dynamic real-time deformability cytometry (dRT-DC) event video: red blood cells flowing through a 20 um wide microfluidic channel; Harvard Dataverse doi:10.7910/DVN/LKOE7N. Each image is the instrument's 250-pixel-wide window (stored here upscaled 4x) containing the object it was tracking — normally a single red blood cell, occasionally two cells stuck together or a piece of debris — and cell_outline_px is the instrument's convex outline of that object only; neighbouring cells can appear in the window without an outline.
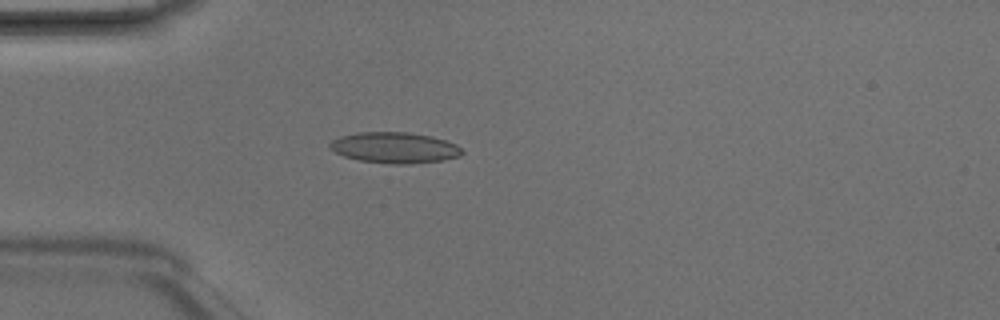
{"species": "Egyptian fruit bat (a non-hibernating species)", "species_latin": "Rousettus aegyptiacus", "temperature_condition": "room temperature", "stored_images_in_passage": 4, "camera_frame_rate_fps": 3000, "um_per_image_px": 0.085, "animal": {"sex": "male"}, "frame": {"image": 1, "passage_image": 4, "time_ms": 1.0, "image_size_px": [1000, 320], "cell_outline_px": [[464, 152], [460, 156], [444, 160], [404, 164], [392, 164], [360, 160], [344, 156], [336, 152], [328, 144], [332, 140], [340, 136], [356, 132], [408, 132], [432, 136], [456, 144]], "centroid_in_image_um": [33.55, 12.54], "position_along_channel_um": 51.4, "area_um2": 23.7}}